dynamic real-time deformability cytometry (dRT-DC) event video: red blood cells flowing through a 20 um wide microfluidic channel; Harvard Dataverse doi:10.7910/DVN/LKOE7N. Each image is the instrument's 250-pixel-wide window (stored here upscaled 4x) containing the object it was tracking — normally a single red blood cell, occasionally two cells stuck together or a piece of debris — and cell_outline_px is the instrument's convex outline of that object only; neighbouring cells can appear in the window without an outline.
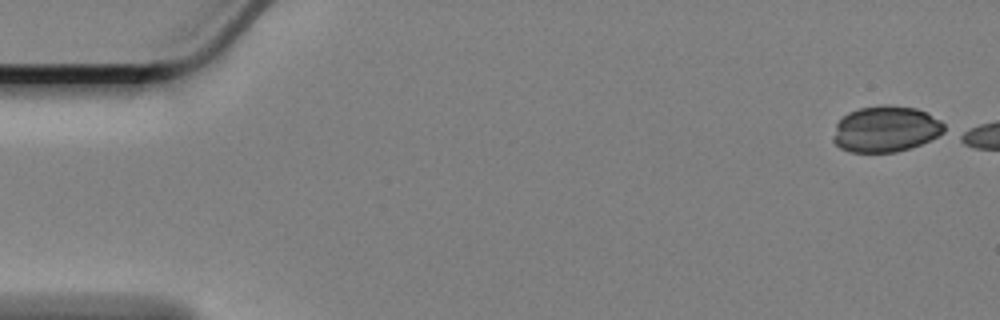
{"species": "Egyptian fruit bat (a non-hibernating species)", "species_latin": "Rousettus aegyptiacus", "temperature_condition": "cold", "stored_images_in_passage": 50, "camera_frame_rate_fps": 3000, "um_per_image_px": 0.085, "animal": {"sex": "female"}, "frame": {"image": 1, "passage_image": 1, "time_ms": 0.0, "image_size_px": [1000, 320], "cell_outline_px": [[944, 132], [920, 144], [896, 152], [852, 152], [840, 148], [832, 140], [832, 136], [836, 124], [848, 112], [860, 108], [884, 104], [888, 104], [916, 108], [928, 112], [940, 120], [944, 124]], "centroid_in_image_um": [75.26, 10.95], "position_along_channel_um": 9.7, "area_um2": 29.77}}
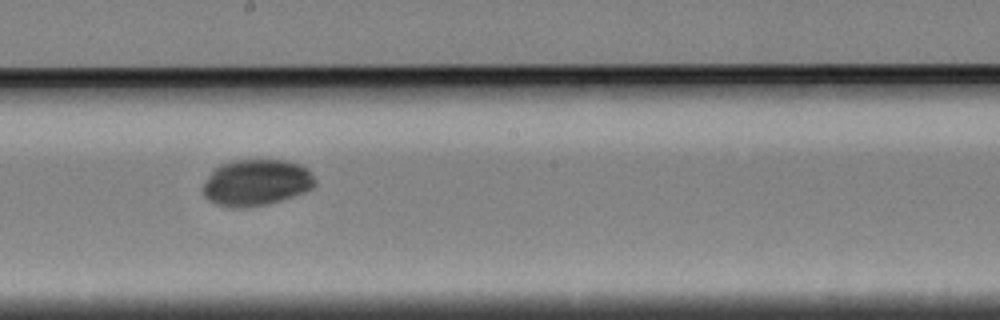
{"frame": {"image": 2, "passage_image": 31, "time_ms": 10.0, "image_size_px": [1000, 320], "cell_outline_px": [[316, 184], [312, 188], [304, 192], [268, 204], [244, 208], [232, 208], [216, 204], [208, 200], [204, 196], [200, 188], [208, 176], [220, 164], [232, 160], [284, 160], [300, 164], [308, 168], [316, 180]], "centroid_in_image_um": [21.76, 15.52], "position_along_channel_um": 226.4, "area_um2": 30.58}}
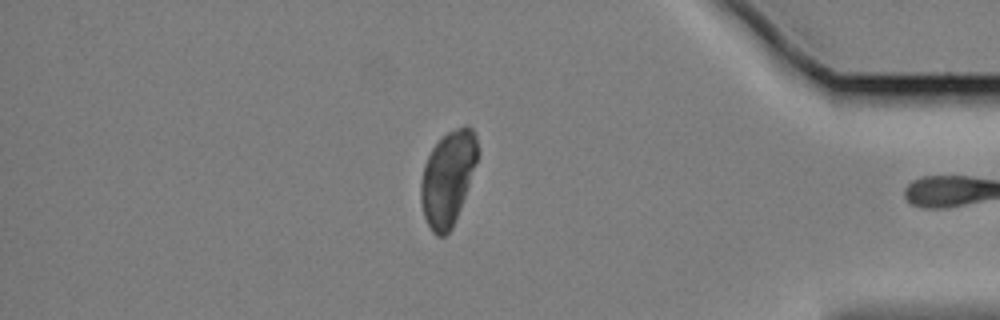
{"frame": {"image": 3, "passage_image": 49, "time_ms": 16.0, "image_size_px": [1000, 320], "cell_outline_px": [[480, 152], [460, 208], [452, 228], [444, 236], [436, 236], [432, 232], [424, 216], [420, 200], [420, 180], [424, 164], [432, 148], [448, 132], [464, 124], [468, 124], [472, 128], [476, 136]], "centroid_in_image_um": [38.07, 15.12], "position_along_channel_um": 397.1, "area_um2": 31.21}}